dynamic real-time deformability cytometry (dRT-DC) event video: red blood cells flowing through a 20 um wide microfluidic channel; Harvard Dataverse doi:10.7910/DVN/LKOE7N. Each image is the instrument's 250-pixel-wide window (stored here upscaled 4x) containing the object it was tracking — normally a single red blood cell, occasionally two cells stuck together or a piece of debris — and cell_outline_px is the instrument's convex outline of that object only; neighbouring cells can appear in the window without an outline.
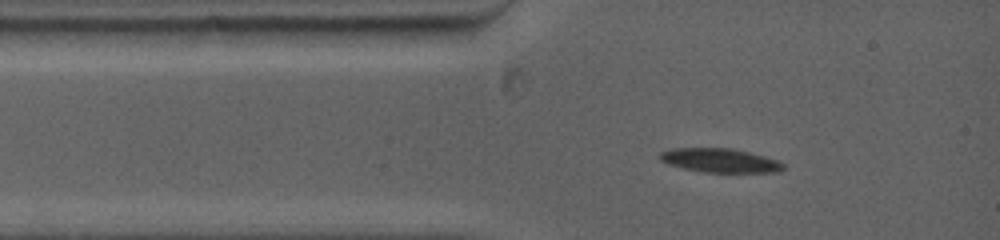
{"species": "common noctule bat (a hibernating species)", "species_latin": "Nyctalus noctula", "temperature_condition": "warm", "stored_images_in_passage": 16, "camera_frame_rate_fps": 5000, "um_per_image_px": 0.085, "animal": {"sex": "female", "body_mass_g": 19.0, "forearm_length_mm": 53.3}, "frame": {"image": 1, "passage_image": 1, "time_ms": 0.0, "image_size_px": [1000, 240], "cell_outline_px": [[784, 168], [780, 172], [704, 172], [684, 168], [668, 164], [660, 160], [660, 152], [672, 148], [732, 148], [780, 160], [784, 164]], "centroid_in_image_um": [61.22, 13.63], "position_along_channel_um": 23.8, "area_um2": 17.22}}
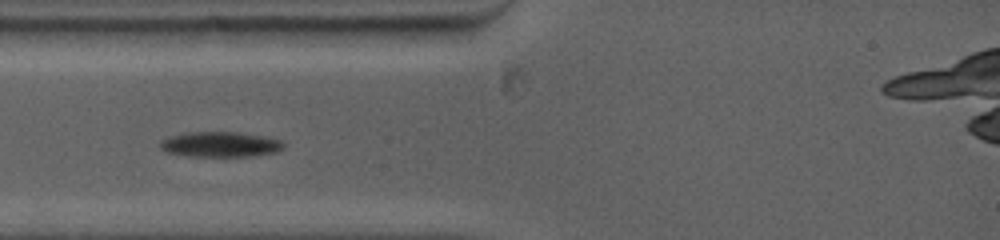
{"frame": {"image": 2, "passage_image": 9, "time_ms": 1.4, "image_size_px": [1000, 240], "cell_outline_px": [[284, 148], [276, 152], [252, 156], [188, 156], [168, 152], [160, 148], [160, 140], [184, 132], [240, 132], [264, 136], [280, 140], [284, 144]], "centroid_in_image_um": [18.73, 12.27], "position_along_channel_um": 66.3, "area_um2": 18.15}}
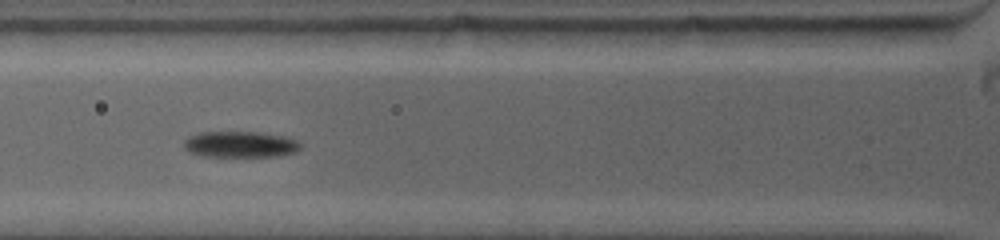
{"frame": {"image": 3, "passage_image": 15, "time_ms": 2.4, "image_size_px": [1000, 240], "cell_outline_px": [[300, 148], [296, 152], [276, 156], [200, 156], [188, 152], [184, 148], [184, 140], [188, 136], [200, 132], [260, 132], [284, 136], [300, 140]], "centroid_in_image_um": [20.41, 12.26], "position_along_channel_um": 105.4, "area_um2": 17.92}}